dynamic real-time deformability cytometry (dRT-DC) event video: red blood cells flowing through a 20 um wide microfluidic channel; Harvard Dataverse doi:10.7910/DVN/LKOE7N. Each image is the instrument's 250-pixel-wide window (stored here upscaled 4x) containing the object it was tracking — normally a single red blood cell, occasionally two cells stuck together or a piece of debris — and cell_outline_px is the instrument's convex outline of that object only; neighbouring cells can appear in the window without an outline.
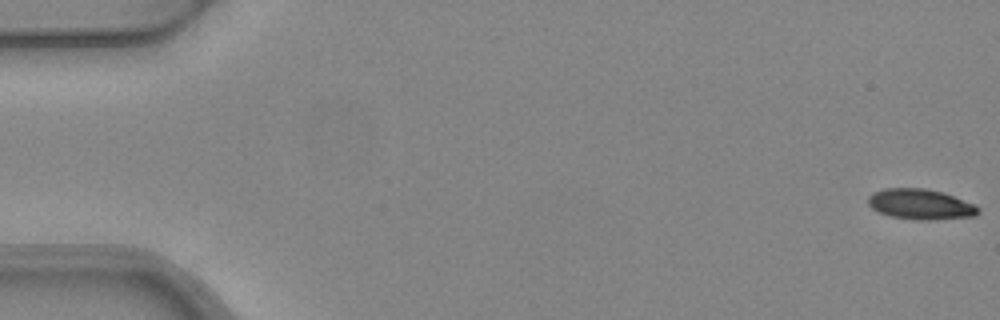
{"species": "common noctule bat (a hibernating species)", "species_latin": "Nyctalus noctula", "temperature_condition": "warm", "stored_images_in_passage": 3, "camera_frame_rate_fps": 3000, "um_per_image_px": 0.085, "animal": {"sex": "female", "body_mass_g": 24.6, "forearm_length_mm": 56.2}, "frame": {"image": 1, "passage_image": 1, "time_ms": 0.0, "image_size_px": [1000, 320], "cell_outline_px": [[980, 212], [976, 216], [928, 220], [916, 220], [892, 216], [876, 212], [868, 204], [868, 196], [872, 192], [884, 188], [924, 188], [944, 192], [976, 204], [980, 208]], "centroid_in_image_um": [78.26, 17.35], "position_along_channel_um": 6.7, "area_um2": 19.83}}